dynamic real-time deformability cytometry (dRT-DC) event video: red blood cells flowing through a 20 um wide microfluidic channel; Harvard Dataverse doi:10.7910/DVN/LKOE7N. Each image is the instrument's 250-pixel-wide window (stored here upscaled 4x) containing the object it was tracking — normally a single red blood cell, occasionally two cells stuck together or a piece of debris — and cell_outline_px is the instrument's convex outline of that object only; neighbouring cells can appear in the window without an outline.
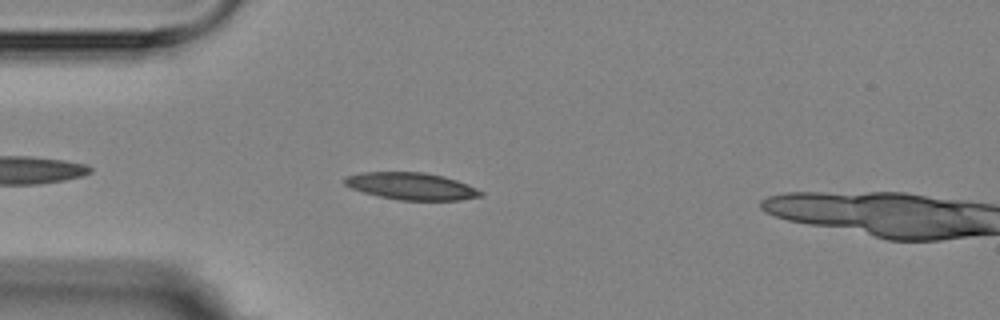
{"species": "Egyptian fruit bat (a non-hibernating species)", "species_latin": "Rousettus aegyptiacus", "temperature_condition": "room temperature", "stored_images_in_passage": 4, "camera_frame_rate_fps": 3000, "um_per_image_px": 0.085, "animal": {"sex": "female"}, "frame": {"image": 1, "passage_image": 3, "time_ms": 2.333, "image_size_px": [1000, 320], "cell_outline_px": [[484, 192], [480, 196], [460, 200], [400, 200], [380, 196], [364, 192], [352, 188], [344, 184], [344, 176], [364, 172], [424, 172], [444, 176], [468, 184]], "centroid_in_image_um": [34.97, 15.82], "position_along_channel_um": 50.0, "area_um2": 21.39}}